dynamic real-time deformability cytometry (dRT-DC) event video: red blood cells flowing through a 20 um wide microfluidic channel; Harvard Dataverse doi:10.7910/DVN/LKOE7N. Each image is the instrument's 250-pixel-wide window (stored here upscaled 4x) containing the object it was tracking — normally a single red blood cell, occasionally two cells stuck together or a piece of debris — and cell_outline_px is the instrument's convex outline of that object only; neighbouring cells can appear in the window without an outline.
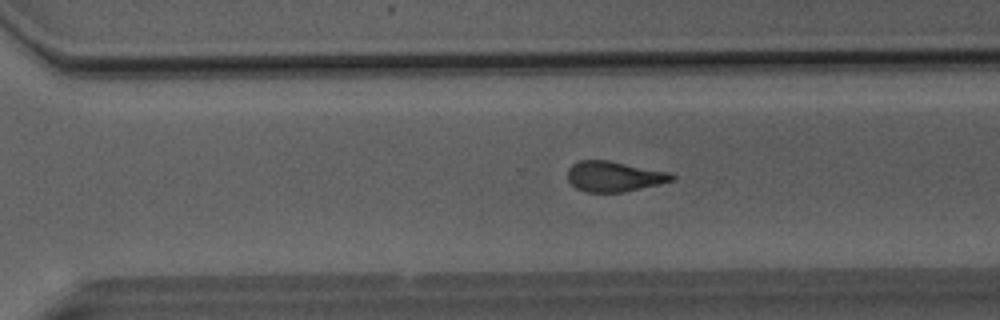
{"species": "Egyptian fruit bat (a non-hibernating species)", "species_latin": "Rousettus aegyptiacus", "temperature_condition": "room temperature", "stored_images_in_passage": 50, "camera_frame_rate_fps": 3000, "um_per_image_px": 0.085, "animal": {"sex": "male"}, "frame": {"image": 1, "passage_image": 35, "time_ms": 11.333, "image_size_px": [1000, 320], "cell_outline_px": [[676, 180], [660, 184], [620, 192], [588, 192], [576, 188], [568, 180], [568, 168], [572, 164], [580, 160], [608, 160], [668, 172], [676, 176]], "centroid_in_image_um": [52.2, 14.99], "position_along_channel_um": 318.4, "area_um2": 18.32}}
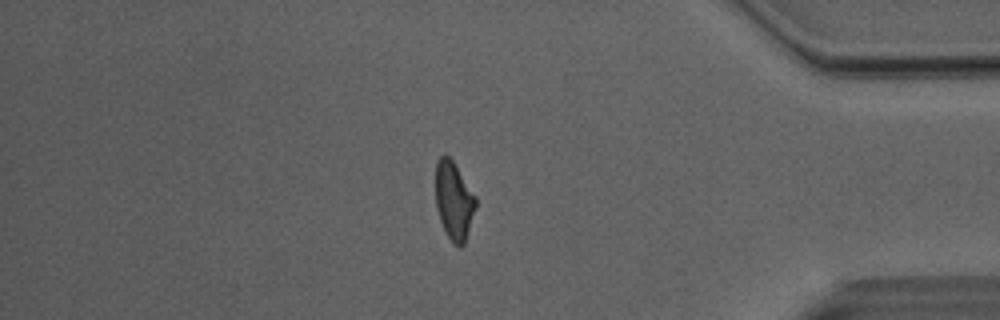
{"frame": {"image": 2, "passage_image": 43, "time_ms": 14.0, "image_size_px": [1000, 320], "cell_outline_px": [[476, 208], [464, 244], [460, 248], [452, 244], [444, 232], [436, 208], [436, 160], [440, 156], [448, 156], [452, 160], [476, 196]], "centroid_in_image_um": [38.58, 17.1], "position_along_channel_um": 396.6, "area_um2": 18.38}}
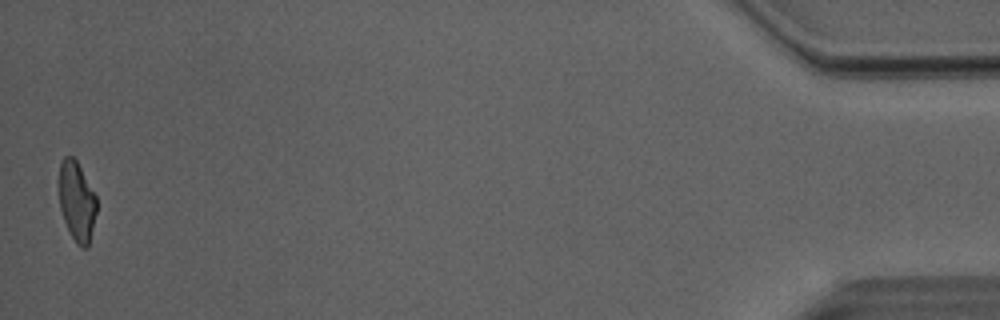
{"frame": {"image": 3, "passage_image": 50, "time_ms": 16.333, "image_size_px": [1000, 320], "cell_outline_px": [[96, 212], [88, 248], [80, 248], [76, 244], [64, 220], [60, 208], [60, 164], [64, 156], [72, 156], [76, 160], [96, 196]], "centroid_in_image_um": [6.54, 17.14], "position_along_channel_um": 428.7, "area_um2": 17.11}, "authors_computed_cell_mechanics": {"area_um2": 19.2763, "velocity_mm_per_s": 4.0808, "shape_relaxation_time_tau1_ms": 7.874, "shape_relaxation_time_tau2_ms": 2.0205, "deformation_change_tau1": 0.2223, "deformation_change_tau2": 0.1243}}